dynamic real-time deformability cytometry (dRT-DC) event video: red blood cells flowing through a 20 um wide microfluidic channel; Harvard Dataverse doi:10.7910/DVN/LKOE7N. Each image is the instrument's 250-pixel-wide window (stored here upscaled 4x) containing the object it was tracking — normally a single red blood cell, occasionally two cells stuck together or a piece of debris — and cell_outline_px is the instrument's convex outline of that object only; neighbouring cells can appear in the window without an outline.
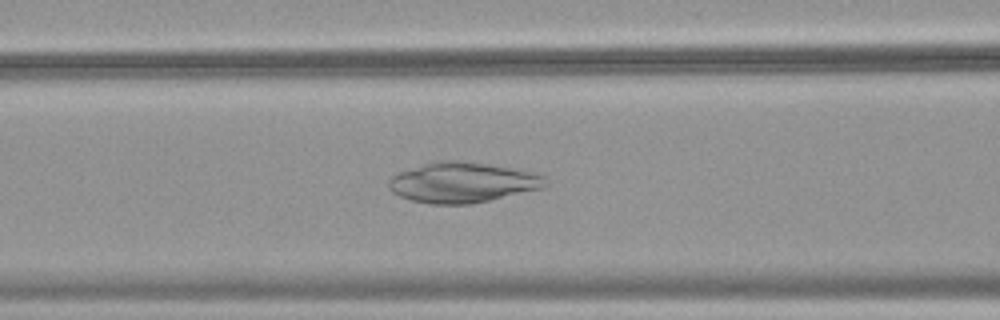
{"species": "common noctule bat (a hibernating species)", "species_latin": "Nyctalus noctula", "temperature_condition": "warm", "stored_images_in_passage": 41, "camera_frame_rate_fps": 3000, "um_per_image_px": 0.085, "animal": {"sex": "female", "body_mass_g": 18.4}, "frame": {"image": 1, "passage_image": 12, "time_ms": 3.667, "image_size_px": [1000, 320], "cell_outline_px": [[548, 184], [544, 188], [472, 204], [432, 204], [412, 200], [400, 196], [392, 192], [388, 188], [388, 180], [392, 176], [400, 172], [436, 160], [464, 160], [540, 172], [544, 176]], "centroid_in_image_um": [39.37, 15.5], "position_along_channel_um": 127.2, "area_um2": 37.22}}
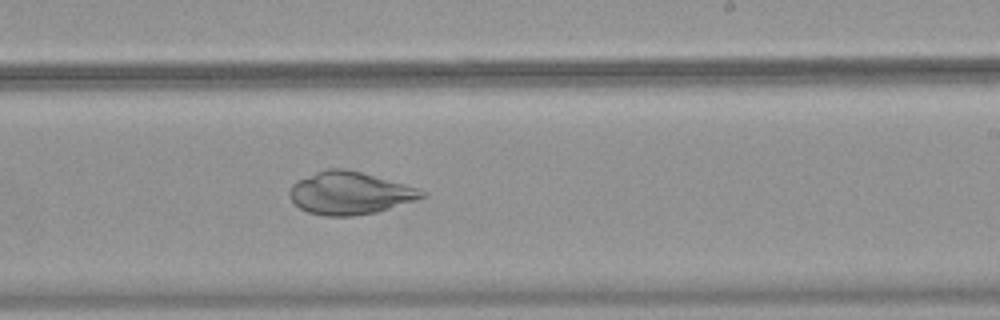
{"frame": {"image": 2, "passage_image": 22, "time_ms": 7.0, "image_size_px": [1000, 320], "cell_outline_px": [[428, 196], [416, 200], [376, 212], [352, 216], [324, 216], [308, 212], [300, 208], [288, 196], [288, 192], [292, 184], [296, 180], [316, 172], [328, 168], [344, 168], [360, 172], [420, 188], [428, 192]], "centroid_in_image_um": [29.74, 16.41], "position_along_channel_um": 259.3, "area_um2": 32.95}}
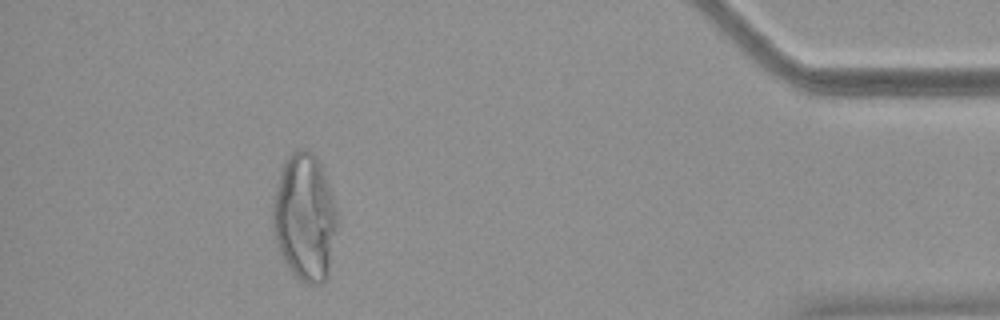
{"frame": {"image": 3, "passage_image": 37, "time_ms": 12.0, "image_size_px": [1000, 320], "cell_outline_px": [[340, 220], [328, 272], [324, 280], [312, 284], [308, 284], [300, 280], [292, 272], [284, 260], [276, 244], [272, 228], [272, 204], [280, 168], [284, 160], [296, 148], [308, 148], [316, 156], [320, 164], [332, 196]], "centroid_in_image_um": [25.89, 18.43], "position_along_channel_um": 409.3, "area_um2": 48.26}}